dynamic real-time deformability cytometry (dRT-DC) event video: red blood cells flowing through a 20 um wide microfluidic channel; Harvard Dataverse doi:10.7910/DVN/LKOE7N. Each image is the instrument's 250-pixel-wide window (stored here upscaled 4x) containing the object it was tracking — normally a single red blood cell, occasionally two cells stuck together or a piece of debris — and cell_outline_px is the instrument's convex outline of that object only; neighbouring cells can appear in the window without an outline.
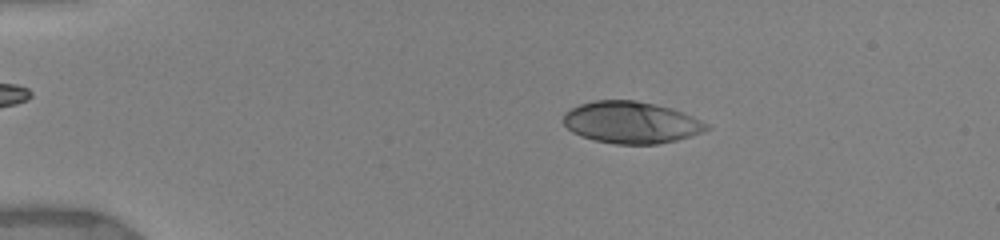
{"species": "human", "species_latin": "Homo sapiens", "temperature_condition": "warm", "stored_images_in_passage": 31, "camera_frame_rate_fps": 3000, "um_per_image_px": 0.085, "donor": {"sex": "female"}, "frame": {"image": 1, "passage_image": 4, "time_ms": 2.333, "image_size_px": [1000, 240], "cell_outline_px": [[712, 128], [704, 132], [676, 140], [656, 144], [616, 144], [596, 140], [572, 132], [564, 124], [564, 112], [580, 104], [596, 100], [636, 100], [656, 104], [692, 116], [708, 124]], "centroid_in_image_um": [53.66, 10.4], "position_along_channel_um": 31.3, "area_um2": 34.62}}
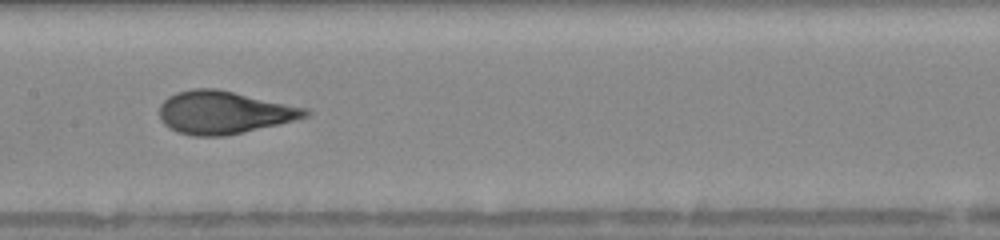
{"frame": {"image": 2, "passage_image": 16, "time_ms": 8.0, "image_size_px": [1000, 240], "cell_outline_px": [[312, 112], [308, 116], [280, 124], [244, 132], [224, 136], [192, 136], [176, 132], [168, 128], [160, 120], [160, 104], [168, 96], [176, 92], [192, 88], [216, 88], [308, 108]], "centroid_in_image_um": [19.01, 9.56], "position_along_channel_um": 188.4, "area_um2": 36.65}}
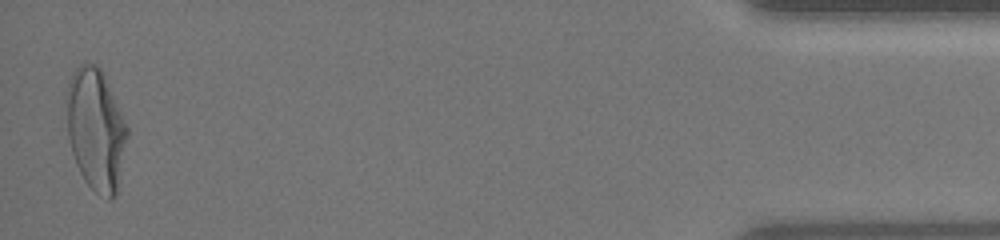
{"frame": {"image": 3, "passage_image": 31, "time_ms": 16.0, "image_size_px": [1000, 240], "cell_outline_px": [[128, 136], [116, 196], [108, 200], [96, 192], [84, 180], [76, 164], [72, 152], [68, 136], [68, 84], [72, 72], [84, 60], [96, 64], [104, 72], [128, 128]], "centroid_in_image_um": [8.17, 10.98], "position_along_channel_um": 427.0, "area_um2": 43.0}, "authors_computed_cell_mechanics": {"area_um2": 36.0094, "velocity_mm_per_s": 3.9221, "shape_relaxation_time_tau1_ms": 5.0972, "shape_relaxation_time_tau2_ms": null, "deformation_change_tau1": 0.218, "deformation_change_tau2": null}}